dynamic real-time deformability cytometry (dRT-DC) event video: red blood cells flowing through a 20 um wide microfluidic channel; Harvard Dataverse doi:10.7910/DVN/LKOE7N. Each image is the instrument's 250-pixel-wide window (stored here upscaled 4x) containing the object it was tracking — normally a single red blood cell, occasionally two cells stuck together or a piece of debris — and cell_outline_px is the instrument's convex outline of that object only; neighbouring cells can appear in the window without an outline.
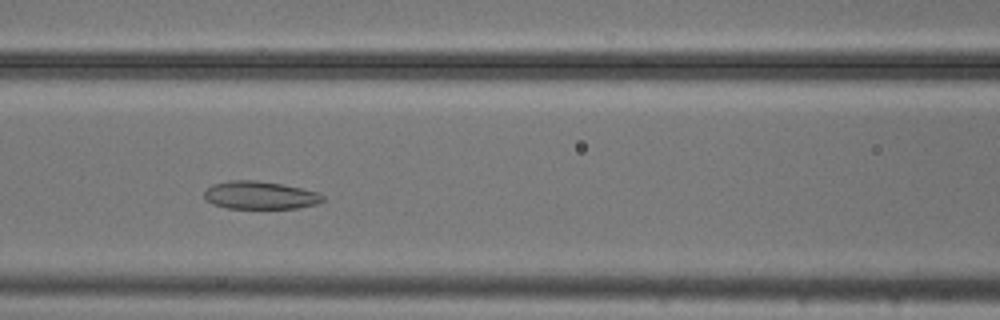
{"species": "common noctule bat (a hibernating species)", "species_latin": "Nyctalus noctula", "temperature_condition": "cold", "stored_images_in_passage": 42, "camera_frame_rate_fps": 3000, "um_per_image_px": 0.085, "animal": {"sex": "male", "body_mass_g": 20.5, "forearm_length_mm": 52.5}, "frame": {"image": 1, "passage_image": 11, "time_ms": 3.333, "image_size_px": [1000, 320], "cell_outline_px": [[324, 200], [316, 204], [296, 208], [228, 208], [212, 204], [204, 200], [204, 192], [212, 184], [228, 180], [256, 180], [280, 184], [320, 192], [324, 196]], "centroid_in_image_um": [22.08, 16.59], "position_along_channel_um": 144.5, "area_um2": 19.31}}
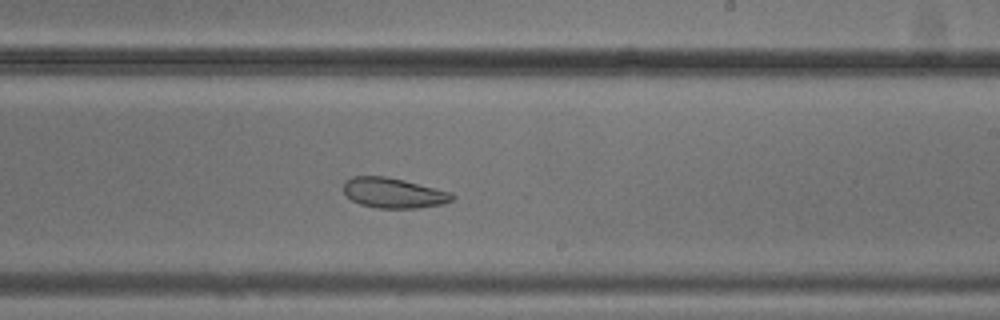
{"frame": {"image": 2, "passage_image": 20, "time_ms": 6.333, "image_size_px": [1000, 320], "cell_outline_px": [[456, 196], [452, 200], [444, 204], [416, 208], [376, 208], [360, 204], [352, 200], [344, 192], [344, 184], [352, 176], [384, 176], [404, 180], [452, 192]], "centroid_in_image_um": [33.49, 16.4], "position_along_channel_um": 255.5, "area_um2": 19.07}}
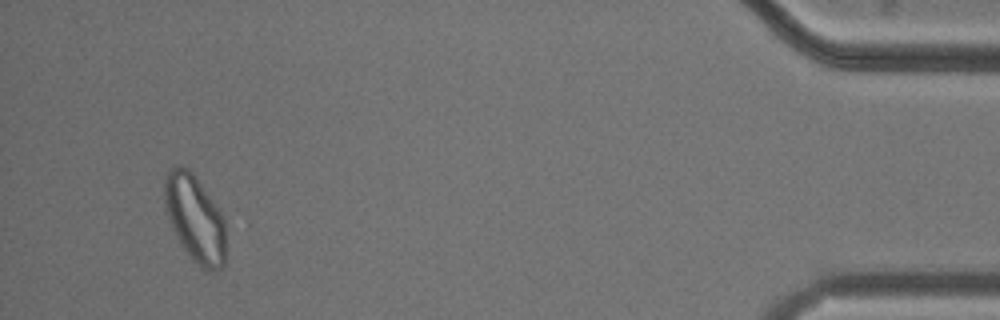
{"frame": {"image": 3, "passage_image": 39, "time_ms": 12.667, "image_size_px": [1000, 320], "cell_outline_px": [[224, 264], [220, 268], [204, 272], [192, 260], [184, 248], [172, 228], [168, 220], [164, 208], [164, 176], [172, 168], [180, 164], [188, 168], [192, 172], [224, 216]], "centroid_in_image_um": [16.54, 18.56], "position_along_channel_um": 418.7, "area_um2": 31.04}, "authors_computed_cell_mechanics": {"area_um2": 22.2819, "velocity_mm_per_s": 3.7101, "shape_relaxation_time_tau1_ms": null, "shape_relaxation_time_tau2_ms": 5.0586, "deformation_change_tau1": null, "deformation_change_tau2": 0.1119}}